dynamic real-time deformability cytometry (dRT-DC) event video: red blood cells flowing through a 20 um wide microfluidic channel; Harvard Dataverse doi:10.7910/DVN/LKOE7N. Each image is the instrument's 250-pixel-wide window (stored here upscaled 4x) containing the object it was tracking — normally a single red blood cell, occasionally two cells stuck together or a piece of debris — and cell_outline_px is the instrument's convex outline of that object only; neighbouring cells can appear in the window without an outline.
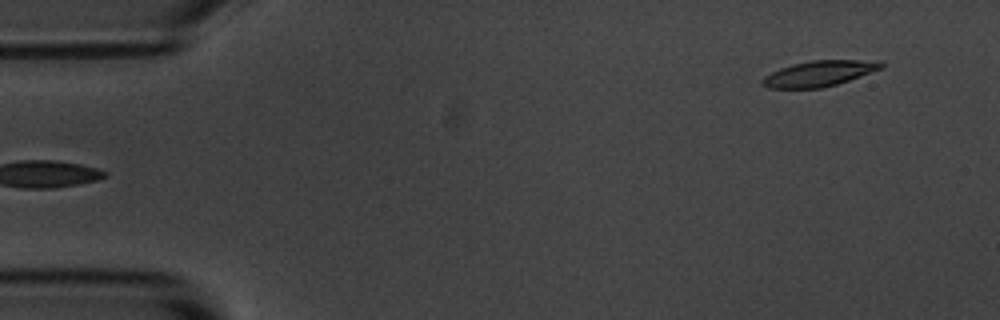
{"species": "common noctule bat (a hibernating species)", "species_latin": "Nyctalus noctula", "temperature_condition": "room temperature", "stored_images_in_passage": 6, "camera_frame_rate_fps": 3000, "um_per_image_px": 0.085, "animal": {"sex": "male", "body_mass_g": 20.1, "forearm_length_mm": 53.5}, "frame": {"image": 1, "passage_image": 6, "time_ms": 6.0, "image_size_px": [1000, 320], "cell_outline_px": [[884, 68], [836, 84], [820, 88], [768, 88], [760, 84], [760, 80], [764, 76], [780, 68], [792, 64], [812, 60], [880, 60], [884, 64]], "centroid_in_image_um": [69.62, 6.24], "position_along_channel_um": 15.4, "area_um2": 17.8}}